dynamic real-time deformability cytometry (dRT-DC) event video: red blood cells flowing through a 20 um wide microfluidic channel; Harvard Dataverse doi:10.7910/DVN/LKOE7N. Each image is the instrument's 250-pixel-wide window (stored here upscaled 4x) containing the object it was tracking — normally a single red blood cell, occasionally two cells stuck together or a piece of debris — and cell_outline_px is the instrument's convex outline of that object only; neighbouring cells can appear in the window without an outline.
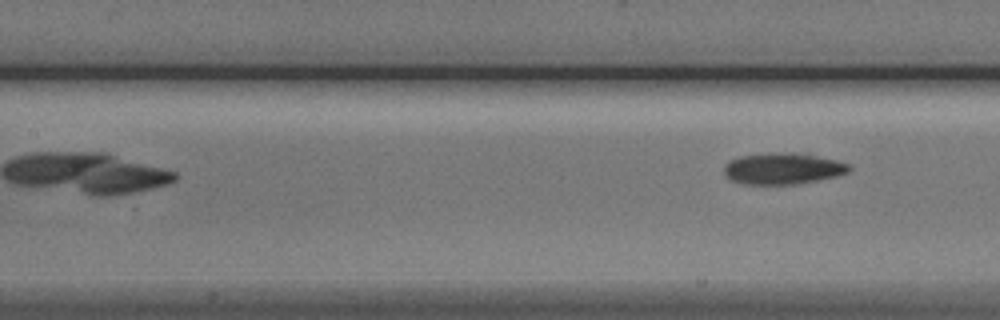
{"species": "Egyptian fruit bat (a non-hibernating species)", "species_latin": "Rousettus aegyptiacus", "temperature_condition": "cold", "stored_images_in_passage": 5, "camera_frame_rate_fps": 3000, "um_per_image_px": 0.085, "animal": {"sex": "male"}, "frame": {"image": 1, "passage_image": 5, "time_ms": 4.667, "image_size_px": [1000, 320], "cell_outline_px": [[852, 168], [848, 172], [836, 176], [816, 180], [792, 184], [748, 184], [732, 180], [724, 176], [724, 164], [728, 160], [740, 156], [768, 152], [808, 152], [836, 160], [848, 164]], "centroid_in_image_um": [66.53, 14.29], "position_along_channel_um": 140.9, "area_um2": 23.24}}